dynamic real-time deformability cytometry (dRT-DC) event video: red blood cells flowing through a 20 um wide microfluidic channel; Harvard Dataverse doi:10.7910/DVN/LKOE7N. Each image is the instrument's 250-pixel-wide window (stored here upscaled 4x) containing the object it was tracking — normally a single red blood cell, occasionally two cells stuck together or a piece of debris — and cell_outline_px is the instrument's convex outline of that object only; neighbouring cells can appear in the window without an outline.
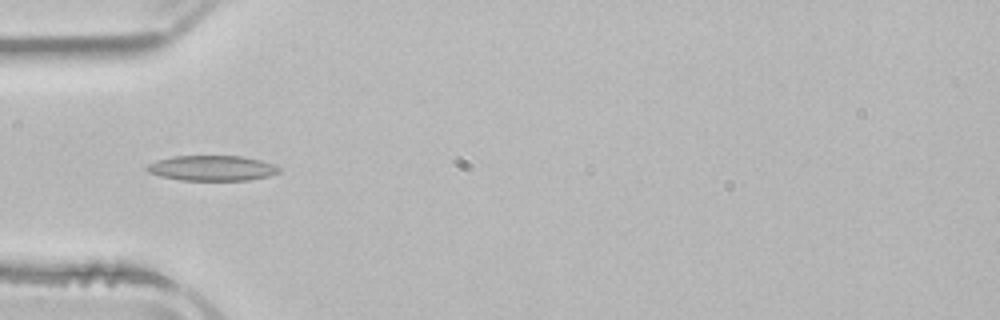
{"species": "common noctule bat (a hibernating species)", "species_latin": "Nyctalus noctula", "temperature_condition": "room temperature", "stored_images_in_passage": 6, "camera_frame_rate_fps": 3000, "um_per_image_px": 0.085, "animal": {"sex": "male", "body_mass_g": 21.5, "forearm_length_mm": 52.0}, "frame": {"image": 1, "passage_image": 5, "time_ms": 5.0, "image_size_px": [1000, 320], "cell_outline_px": [[280, 172], [268, 176], [248, 180], [180, 180], [160, 176], [148, 172], [144, 168], [148, 164], [156, 160], [172, 156], [244, 156], [260, 160], [272, 164], [280, 168]], "centroid_in_image_um": [17.99, 14.29], "position_along_channel_um": 67.0, "area_um2": 19.48}}
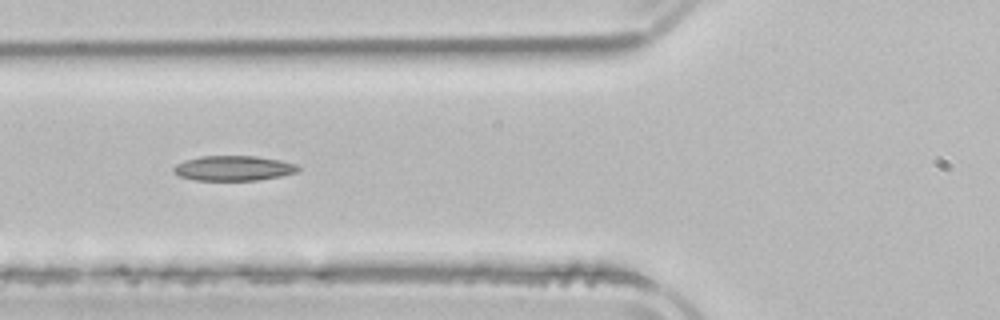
{"frame": {"image": 2, "passage_image": 6, "time_ms": 6.0, "image_size_px": [1000, 320], "cell_outline_px": [[300, 168], [296, 172], [280, 176], [260, 180], [196, 180], [180, 176], [172, 172], [172, 168], [176, 164], [184, 160], [200, 156], [256, 156], [280, 160], [296, 164]], "centroid_in_image_um": [19.82, 14.29], "position_along_channel_um": 106.0, "area_um2": 18.15}}